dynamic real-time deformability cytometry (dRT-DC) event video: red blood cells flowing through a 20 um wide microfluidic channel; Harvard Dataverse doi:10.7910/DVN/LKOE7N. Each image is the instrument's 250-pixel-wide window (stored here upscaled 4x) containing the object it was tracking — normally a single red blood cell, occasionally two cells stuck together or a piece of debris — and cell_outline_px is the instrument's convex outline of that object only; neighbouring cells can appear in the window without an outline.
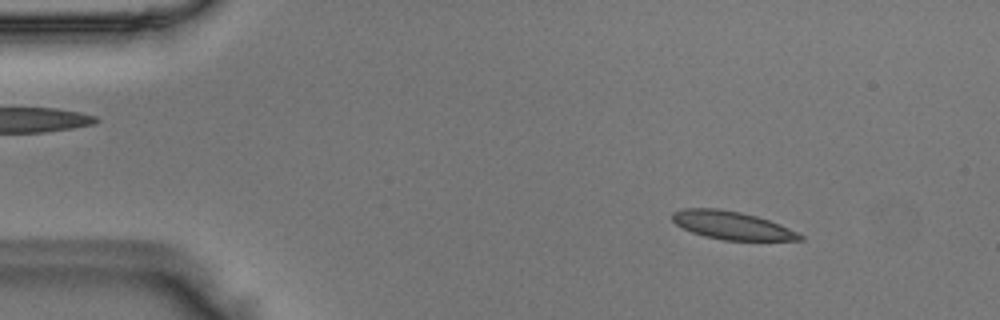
{"species": "Egyptian fruit bat (a non-hibernating species)", "species_latin": "Rousettus aegyptiacus", "temperature_condition": "room temperature", "stored_images_in_passage": 49, "camera_frame_rate_fps": 3000, "um_per_image_px": 0.085, "animal": {"sex": "male"}, "frame": {"image": 1, "passage_image": 5, "time_ms": 1.333, "image_size_px": [1000, 320], "cell_outline_px": [[804, 240], [724, 240], [704, 236], [692, 232], [676, 224], [672, 220], [672, 212], [680, 208], [720, 208], [740, 212], [756, 216], [780, 224], [804, 236]], "centroid_in_image_um": [62.18, 19.14], "position_along_channel_um": 22.8, "area_um2": 20.81}}
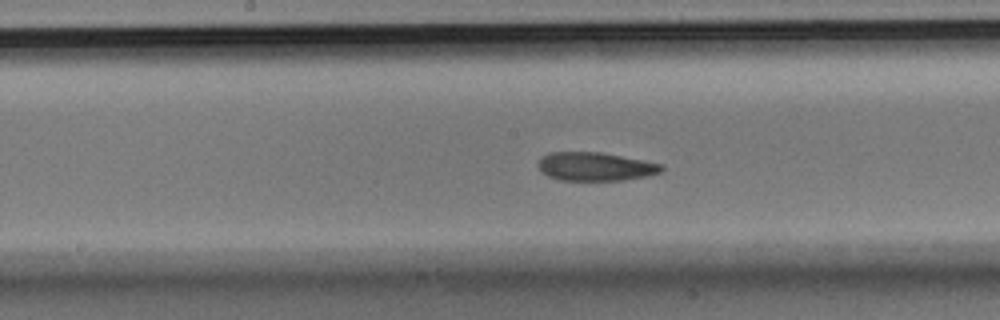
{"frame": {"image": 2, "passage_image": 24, "time_ms": 7.667, "image_size_px": [1000, 320], "cell_outline_px": [[664, 168], [660, 172], [648, 176], [624, 180], [560, 180], [548, 176], [540, 172], [536, 164], [540, 156], [548, 152], [600, 152], [644, 160], [664, 164]], "centroid_in_image_um": [50.57, 14.15], "position_along_channel_um": 197.6, "area_um2": 20.81}}
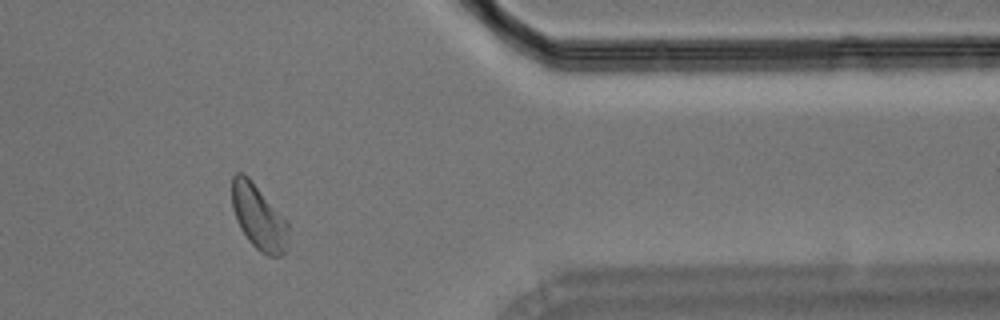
{"frame": {"image": 3, "passage_image": 40, "time_ms": 13.0, "image_size_px": [1000, 320], "cell_outline_px": [[288, 236], [284, 252], [280, 256], [268, 256], [260, 252], [248, 240], [240, 228], [236, 220], [232, 208], [232, 176], [236, 172], [240, 172], [248, 176], [288, 220]], "centroid_in_image_um": [21.98, 18.44], "position_along_channel_um": 389.4, "area_um2": 21.5}}